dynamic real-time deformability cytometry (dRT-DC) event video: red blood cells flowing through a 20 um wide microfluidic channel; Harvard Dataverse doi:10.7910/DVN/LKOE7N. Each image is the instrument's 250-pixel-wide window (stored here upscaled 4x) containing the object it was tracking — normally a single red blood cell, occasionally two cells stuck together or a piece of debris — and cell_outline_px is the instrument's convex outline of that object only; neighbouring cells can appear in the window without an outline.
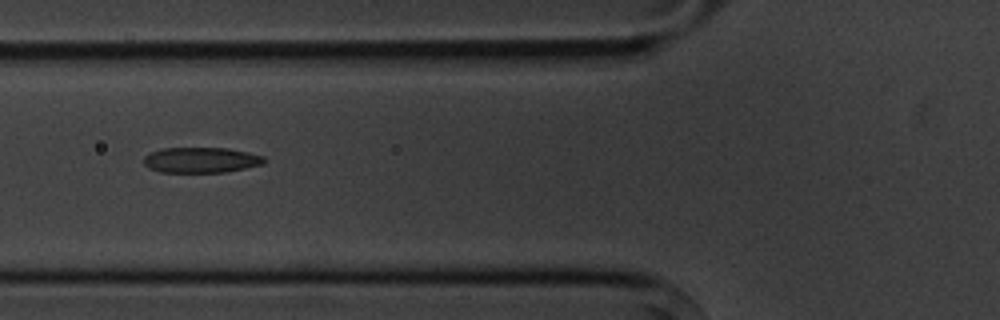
{"species": "common noctule bat (a hibernating species)", "species_latin": "Nyctalus noctula", "temperature_condition": "cold", "stored_images_in_passage": 13, "camera_frame_rate_fps": 3000, "um_per_image_px": 0.085, "animal": {"sex": "male", "body_mass_g": 20.1, "forearm_length_mm": 53.5}, "frame": {"image": 1, "passage_image": 4, "time_ms": 4.333, "image_size_px": [1000, 320], "cell_outline_px": [[268, 160], [264, 164], [224, 172], [160, 172], [148, 168], [144, 164], [144, 156], [152, 152], [164, 148], [228, 148], [248, 152], [264, 156]], "centroid_in_image_um": [17.12, 13.6], "position_along_channel_um": 108.7, "area_um2": 17.92}}
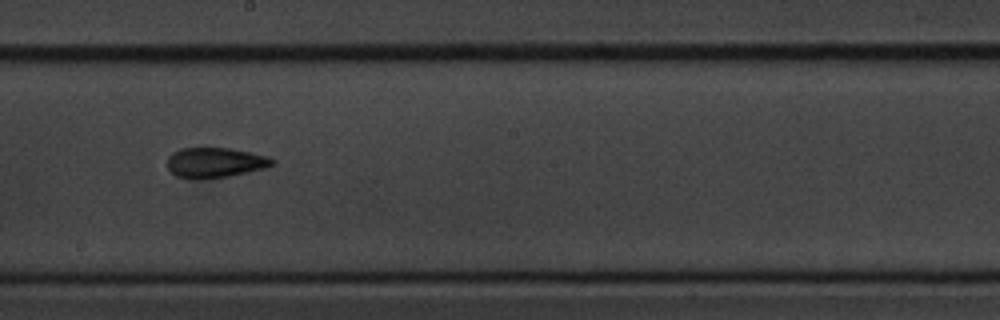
{"frame": {"image": 2, "passage_image": 7, "time_ms": 7.667, "image_size_px": [1000, 320], "cell_outline_px": [[276, 164], [268, 168], [228, 176], [192, 180], [176, 176], [168, 168], [168, 156], [172, 152], [180, 148], [232, 148], [268, 156], [276, 160]], "centroid_in_image_um": [18.31, 13.82], "position_along_channel_um": 229.9, "area_um2": 18.73}}
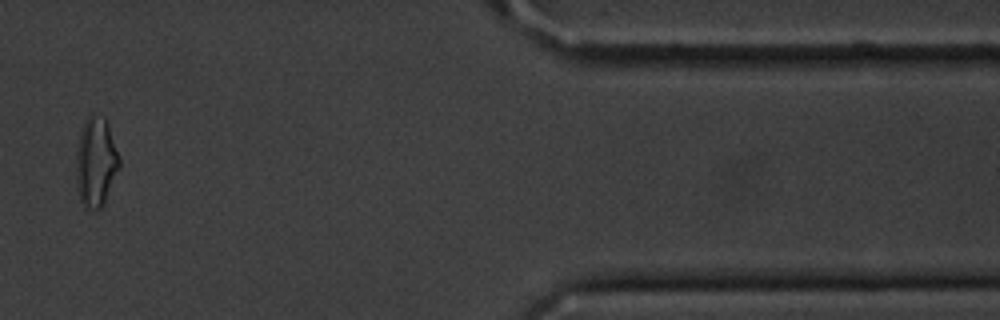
{"frame": {"image": 3, "passage_image": 12, "time_ms": 13.667, "image_size_px": [1000, 320], "cell_outline_px": [[120, 168], [104, 204], [100, 208], [84, 208], [80, 200], [76, 188], [76, 148], [80, 132], [88, 116], [92, 112], [104, 116], [108, 124], [120, 156]], "centroid_in_image_um": [8.15, 13.76], "position_along_channel_um": 403.2, "area_um2": 23.0}, "authors_computed_cell_mechanics": {"area_um2": 18.2648, "velocity_mm_per_s": 3.6319, "shape_relaxation_time_tau1_ms": null, "shape_relaxation_time_tau2_ms": 5.8202, "deformation_change_tau1": null, "deformation_change_tau2": 0.1378}}